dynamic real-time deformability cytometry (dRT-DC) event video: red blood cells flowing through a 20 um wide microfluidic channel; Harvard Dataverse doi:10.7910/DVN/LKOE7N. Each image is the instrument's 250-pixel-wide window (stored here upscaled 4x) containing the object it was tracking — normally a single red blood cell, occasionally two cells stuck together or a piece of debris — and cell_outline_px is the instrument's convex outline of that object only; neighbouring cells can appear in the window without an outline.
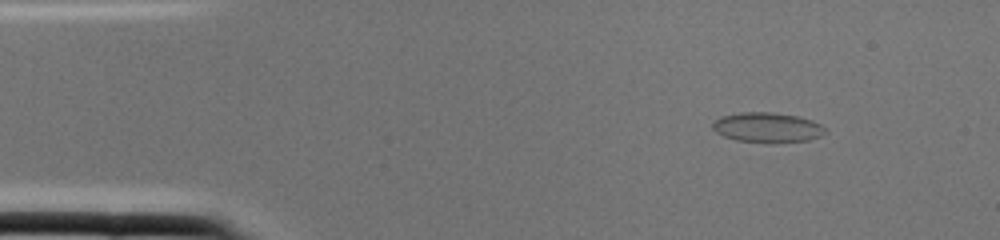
{"species": "common noctule bat (a hibernating species)", "species_latin": "Nyctalus noctula", "temperature_condition": "cold", "stored_images_in_passage": 1, "camera_frame_rate_fps": 3000, "um_per_image_px": 0.085, "animal": {"sex": "female", "body_mass_g": 22.0, "forearm_length_mm": 56.7}, "frame": {"image": 1, "passage_image": 1, "time_ms": 0.0, "image_size_px": [1000, 240], "cell_outline_px": [[828, 132], [820, 136], [808, 140], [736, 140], [724, 136], [716, 132], [712, 128], [712, 124], [720, 116], [740, 112], [772, 112], [796, 116], [812, 120], [820, 124]], "centroid_in_image_um": [65.2, 10.78], "position_along_channel_um": 19.8, "area_um2": 18.84}}